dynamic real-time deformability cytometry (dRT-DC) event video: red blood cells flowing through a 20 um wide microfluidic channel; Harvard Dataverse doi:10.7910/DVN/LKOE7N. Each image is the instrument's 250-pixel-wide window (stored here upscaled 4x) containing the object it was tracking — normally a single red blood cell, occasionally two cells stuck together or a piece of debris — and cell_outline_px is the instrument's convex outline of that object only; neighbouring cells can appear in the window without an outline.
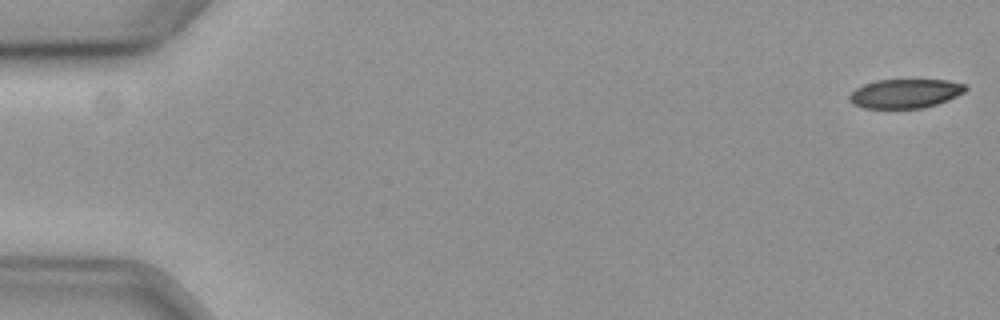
{"species": "common noctule bat (a hibernating species)", "species_latin": "Nyctalus noctula", "temperature_condition": "cold", "stored_images_in_passage": 58, "camera_frame_rate_fps": 3000, "um_per_image_px": 0.085, "animal": {"sex": "female", "body_mass_g": 19.3, "forearm_length_mm": 54.1}, "frame": {"image": 1, "passage_image": 1, "time_ms": 0.0, "image_size_px": [1000, 320], "cell_outline_px": [[968, 88], [964, 92], [948, 100], [924, 108], [864, 108], [856, 104], [848, 96], [856, 88], [864, 84], [876, 80], [948, 80], [968, 84]], "centroid_in_image_um": [77.0, 7.94], "position_along_channel_um": 8.0, "area_um2": 19.59}}
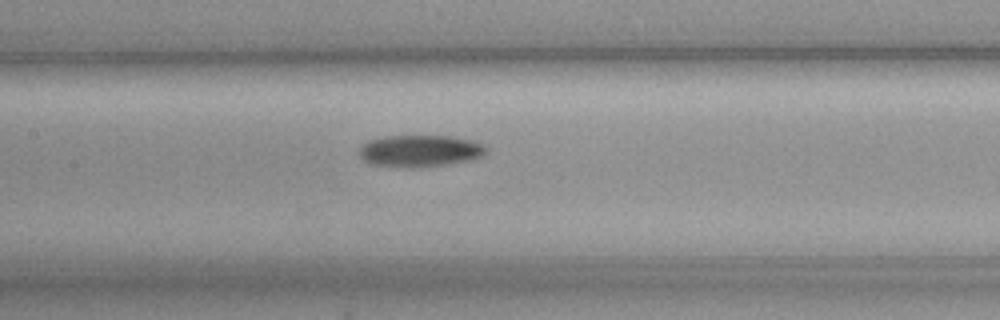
{"frame": {"image": 2, "passage_image": 28, "time_ms": 9.0, "image_size_px": [1000, 320], "cell_outline_px": [[488, 148], [484, 156], [472, 160], [420, 168], [408, 168], [372, 164], [364, 160], [360, 156], [360, 148], [368, 140], [384, 136], [452, 136], [472, 140], [484, 144]], "centroid_in_image_um": [35.75, 12.83], "position_along_channel_um": 171.7, "area_um2": 23.81}}
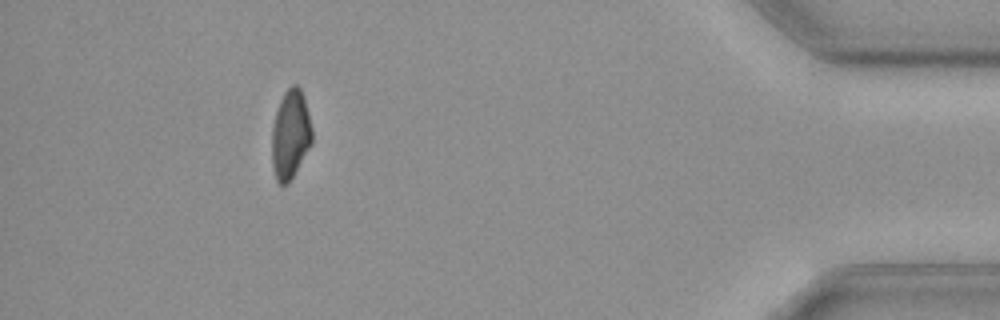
{"frame": {"image": 3, "passage_image": 53, "time_ms": 17.333, "image_size_px": [1000, 320], "cell_outline_px": [[312, 144], [288, 184], [280, 184], [276, 180], [272, 164], [272, 128], [276, 112], [280, 100], [284, 92], [292, 84], [296, 84], [300, 88], [304, 96], [312, 128]], "centroid_in_image_um": [24.69, 11.42], "position_along_channel_um": 410.5, "area_um2": 20.87}}